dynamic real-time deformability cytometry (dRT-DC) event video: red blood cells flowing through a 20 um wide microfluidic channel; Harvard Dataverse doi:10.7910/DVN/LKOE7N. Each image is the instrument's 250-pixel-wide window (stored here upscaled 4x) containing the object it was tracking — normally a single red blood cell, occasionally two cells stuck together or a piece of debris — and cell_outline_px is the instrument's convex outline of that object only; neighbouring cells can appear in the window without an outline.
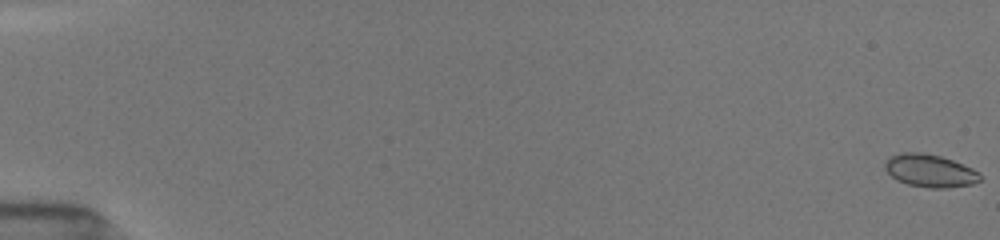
{"species": "common noctule bat (a hibernating species)", "species_latin": "Nyctalus noctula", "temperature_condition": "room temperature", "stored_images_in_passage": 26, "camera_frame_rate_fps": 3000, "um_per_image_px": 0.085, "animal": {"sex": "female", "body_mass_g": 19.5, "forearm_length_mm": 54.1}, "frame": {"image": 1, "passage_image": 1, "time_ms": 0.0, "image_size_px": [1000, 240], "cell_outline_px": [[980, 180], [972, 184], [948, 188], [928, 188], [908, 184], [896, 180], [884, 168], [884, 160], [892, 156], [904, 152], [924, 152], [940, 156], [952, 160], [972, 168], [980, 172]], "centroid_in_image_um": [79.03, 14.51], "position_along_channel_um": 6.0, "area_um2": 18.21}}
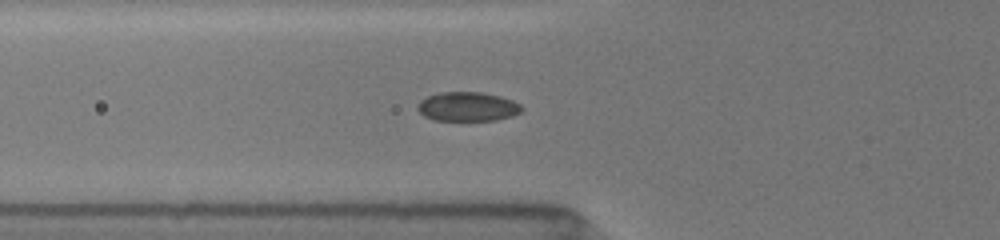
{"frame": {"image": 2, "passage_image": 20, "time_ms": 6.667, "image_size_px": [1000, 240], "cell_outline_px": [[524, 108], [520, 112], [512, 116], [496, 120], [432, 120], [424, 116], [416, 108], [420, 100], [428, 96], [440, 92], [480, 92], [500, 96], [512, 100], [520, 104]], "centroid_in_image_um": [39.74, 9.06], "position_along_channel_um": 86.1, "area_um2": 17.74}}
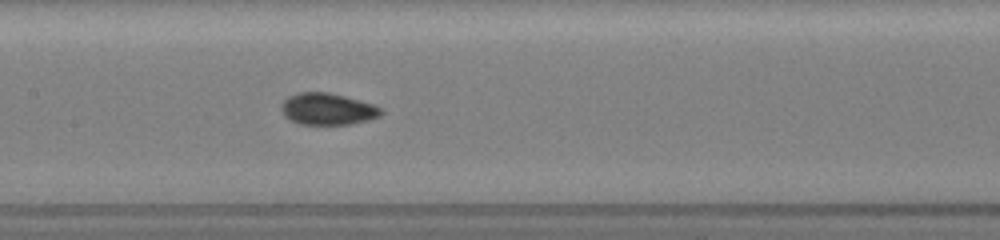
{"frame": {"image": 3, "passage_image": 26, "time_ms": 9.0, "image_size_px": [1000, 240], "cell_outline_px": [[384, 112], [380, 116], [368, 120], [348, 124], [300, 124], [284, 116], [280, 108], [280, 104], [288, 96], [296, 92], [328, 92], [344, 96], [372, 104], [384, 108]], "centroid_in_image_um": [27.83, 9.26], "position_along_channel_um": 179.6, "area_um2": 18.5}}